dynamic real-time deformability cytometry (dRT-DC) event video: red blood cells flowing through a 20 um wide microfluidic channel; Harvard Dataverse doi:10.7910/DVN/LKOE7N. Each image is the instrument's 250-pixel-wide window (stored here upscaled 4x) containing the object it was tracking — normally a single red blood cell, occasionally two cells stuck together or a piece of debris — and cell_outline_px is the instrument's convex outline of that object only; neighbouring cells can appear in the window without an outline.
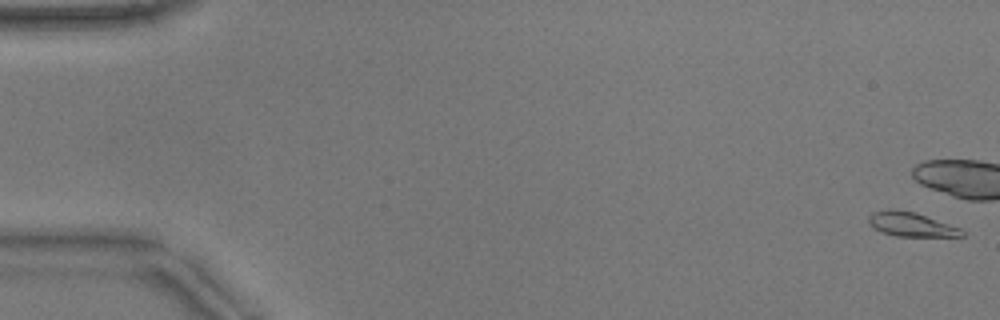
{"species": "common noctule bat (a hibernating species)", "species_latin": "Nyctalus noctula", "temperature_condition": "warm", "stored_images_in_passage": 11, "camera_frame_rate_fps": 3000, "um_per_image_px": 0.085, "animal": {"sex": "male", "body_mass_g": 17.9}, "frame": {"image": 1, "passage_image": 1, "time_ms": 0.0, "image_size_px": [1000, 320], "cell_outline_px": [[964, 236], [896, 236], [880, 232], [872, 228], [868, 224], [868, 216], [872, 212], [888, 208], [896, 208], [916, 212], [960, 228], [964, 232]], "centroid_in_image_um": [77.36, 19.05], "position_along_channel_um": 7.6, "area_um2": 13.41}}